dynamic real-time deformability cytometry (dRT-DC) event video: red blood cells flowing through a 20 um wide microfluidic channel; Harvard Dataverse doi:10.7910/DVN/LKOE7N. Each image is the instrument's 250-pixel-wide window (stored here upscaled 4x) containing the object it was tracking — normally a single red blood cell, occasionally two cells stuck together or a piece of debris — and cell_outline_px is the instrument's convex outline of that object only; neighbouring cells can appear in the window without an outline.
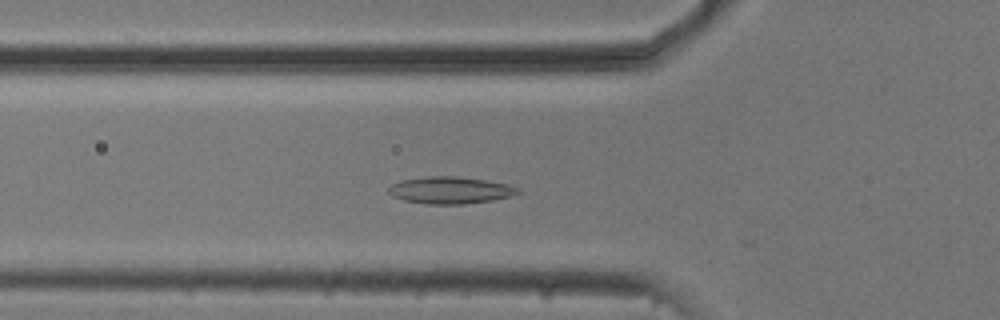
{"species": "common noctule bat (a hibernating species)", "species_latin": "Nyctalus noctula", "temperature_condition": "cold", "stored_images_in_passage": 31, "camera_frame_rate_fps": 3000, "um_per_image_px": 0.085, "animal": {"sex": "male", "body_mass_g": 20.5, "forearm_length_mm": 52.5}, "frame": {"image": 1, "passage_image": 14, "time_ms": 4.333, "image_size_px": [1000, 320], "cell_outline_px": [[520, 192], [508, 196], [492, 200], [464, 204], [428, 204], [404, 200], [392, 196], [388, 192], [388, 188], [392, 184], [400, 180], [428, 176], [456, 176], [484, 180], [504, 184], [516, 188]], "centroid_in_image_um": [38.18, 16.17], "position_along_channel_um": 87.6, "area_um2": 20.0}}
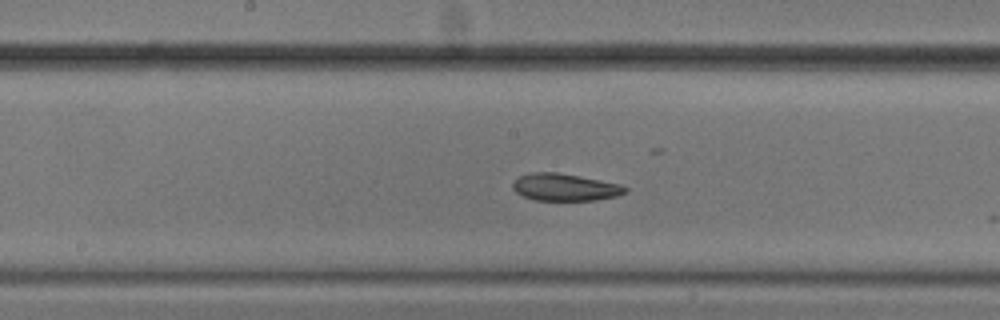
{"frame": {"image": 2, "passage_image": 23, "time_ms": 7.333, "image_size_px": [1000, 320], "cell_outline_px": [[628, 192], [616, 196], [596, 200], [532, 200], [516, 192], [512, 188], [512, 184], [520, 176], [532, 172], [556, 172], [580, 176], [620, 184], [628, 188]], "centroid_in_image_um": [48.03, 15.91], "position_along_channel_um": 200.2, "area_um2": 17.8}}
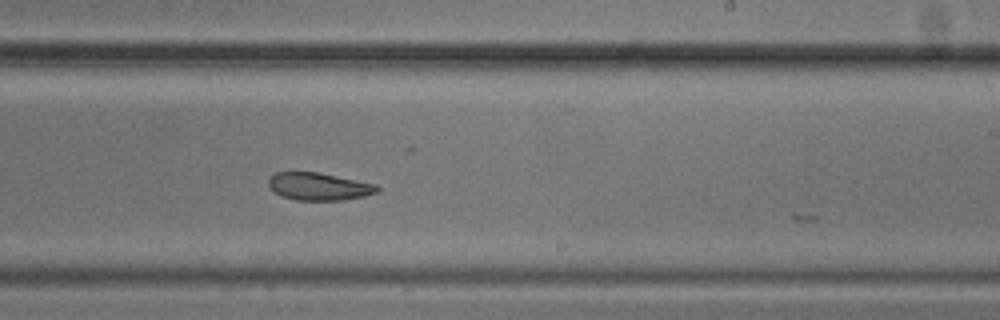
{"frame": {"image": 3, "passage_image": 28, "time_ms": 9.0, "image_size_px": [1000, 320], "cell_outline_px": [[380, 192], [364, 196], [344, 200], [296, 200], [284, 196], [276, 192], [268, 184], [268, 180], [276, 172], [316, 172], [376, 184], [380, 188]], "centroid_in_image_um": [27.15, 15.85], "position_along_channel_um": 261.8, "area_um2": 17.22}}